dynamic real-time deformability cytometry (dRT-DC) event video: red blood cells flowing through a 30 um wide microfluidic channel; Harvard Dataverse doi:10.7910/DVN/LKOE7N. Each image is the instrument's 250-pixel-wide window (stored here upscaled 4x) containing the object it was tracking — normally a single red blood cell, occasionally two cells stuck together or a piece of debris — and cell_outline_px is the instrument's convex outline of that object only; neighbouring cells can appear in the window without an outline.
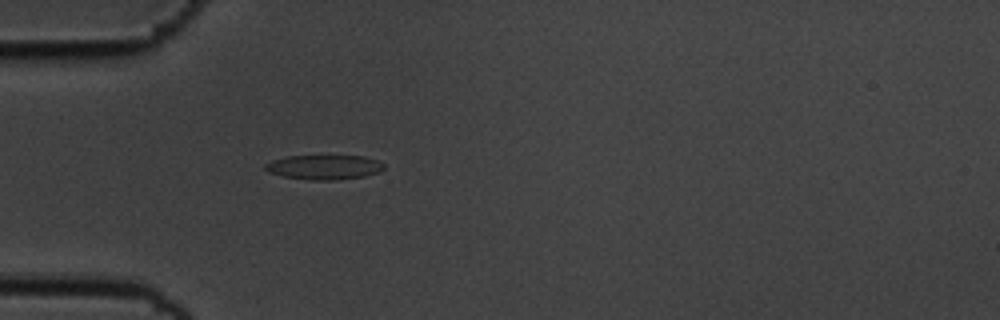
{"species": "common noctule bat (a hibernating species)", "species_latin": "Nyctalus noctula", "temperature_condition": "cold", "stored_images_in_passage": 40, "camera_frame_rate_fps": 3000, "um_per_image_px": 0.085, "animal": {"sex": "male", "body_mass_g": 19.5, "forearm_length_mm": 54.6}, "frame": {"image": 1, "passage_image": 1, "time_ms": 0.0, "image_size_px": [1000, 320], "cell_outline_px": [[384, 168], [380, 172], [364, 176], [336, 180], [312, 180], [284, 176], [268, 172], [264, 168], [264, 164], [272, 160], [288, 156], [364, 156], [376, 160], [384, 164]], "centroid_in_image_um": [27.55, 14.21], "position_along_channel_um": 57.4, "area_um2": 16.94}}
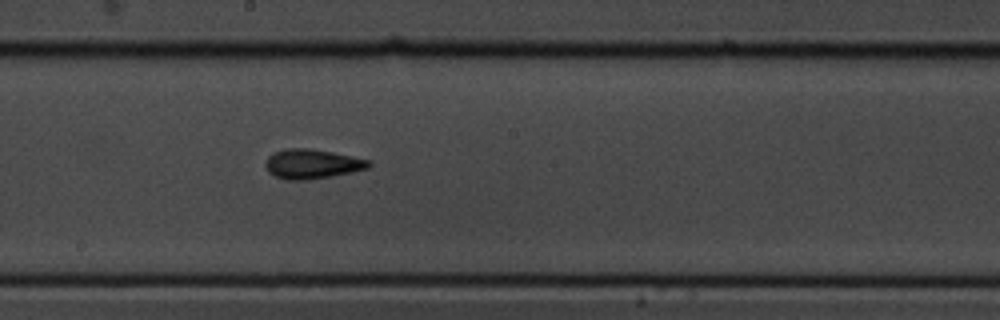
{"frame": {"image": 2, "passage_image": 15, "time_ms": 4.667, "image_size_px": [1000, 320], "cell_outline_px": [[372, 164], [368, 168], [352, 172], [332, 176], [304, 180], [288, 180], [276, 176], [268, 172], [264, 164], [264, 160], [272, 152], [288, 148], [308, 148], [332, 152], [372, 160]], "centroid_in_image_um": [26.51, 13.93], "position_along_channel_um": 221.7, "area_um2": 17.92}}
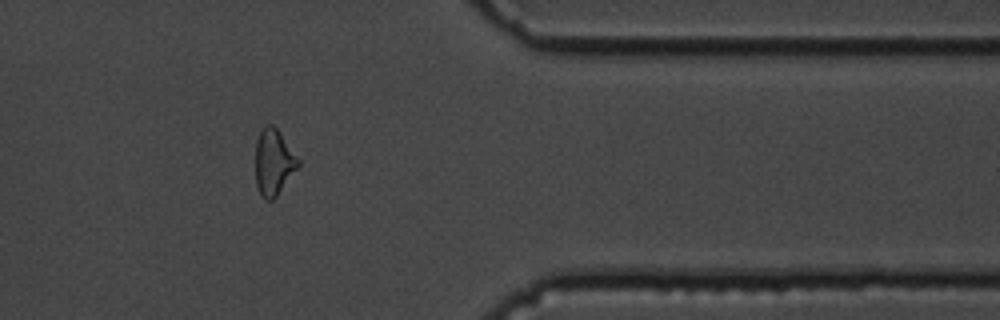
{"frame": {"image": 3, "passage_image": 30, "time_ms": 9.667, "image_size_px": [1000, 320], "cell_outline_px": [[300, 164], [276, 196], [272, 200], [264, 200], [256, 184], [256, 140], [264, 124], [272, 124], [280, 132], [300, 160]], "centroid_in_image_um": [23.25, 13.76], "position_along_channel_um": 388.1, "area_um2": 16.3}, "authors_computed_cell_mechanics": {"area_um2": 16.6753, "velocity_mm_per_s": 3.6396, "shape_relaxation_time_tau1_ms": 6.2809, "shape_relaxation_time_tau2_ms": 3.7749, "deformation_change_tau1": 0.1416, "deformation_change_tau2": 0.1192}}